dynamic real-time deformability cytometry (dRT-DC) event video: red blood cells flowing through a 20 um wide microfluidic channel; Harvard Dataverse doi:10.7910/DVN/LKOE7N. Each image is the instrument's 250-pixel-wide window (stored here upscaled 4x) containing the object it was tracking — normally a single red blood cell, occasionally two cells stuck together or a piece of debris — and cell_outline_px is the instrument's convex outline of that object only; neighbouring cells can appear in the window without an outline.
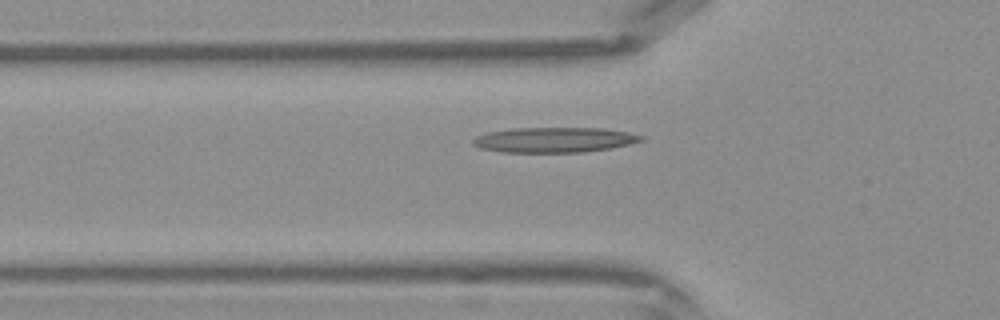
{"species": "Egyptian fruit bat (a non-hibernating species)", "species_latin": "Rousettus aegyptiacus", "temperature_condition": "warm", "stored_images_in_passage": 39, "camera_frame_rate_fps": 3000, "um_per_image_px": 0.085, "frame": {"image": 1, "passage_image": 13, "time_ms": 4.0, "image_size_px": [1000, 320], "cell_outline_px": [[644, 140], [612, 148], [584, 152], [500, 152], [480, 148], [472, 144], [472, 140], [476, 136], [488, 132], [512, 128], [604, 128], [628, 132], [644, 136]], "centroid_in_image_um": [47.11, 11.88], "position_along_channel_um": 78.7, "area_um2": 24.74}}
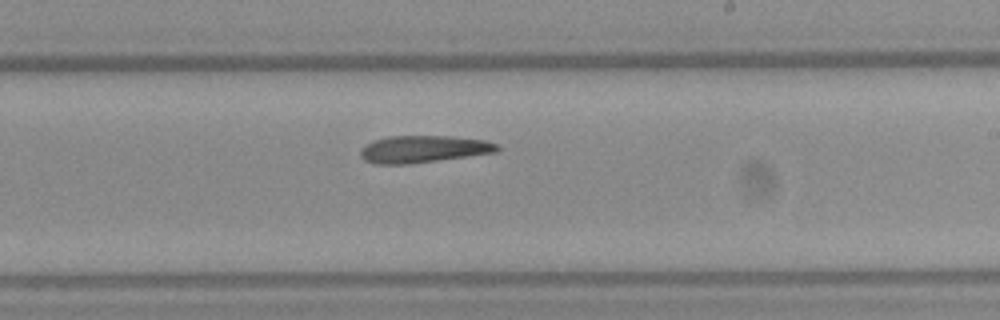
{"frame": {"image": 2, "passage_image": 24, "time_ms": 7.667, "image_size_px": [1000, 320], "cell_outline_px": [[500, 152], [408, 164], [376, 164], [364, 160], [360, 156], [360, 148], [364, 144], [372, 140], [388, 136], [452, 136], [484, 140], [496, 144], [500, 148]], "centroid_in_image_um": [35.96, 12.67], "position_along_channel_um": 253.0, "area_um2": 21.85}}
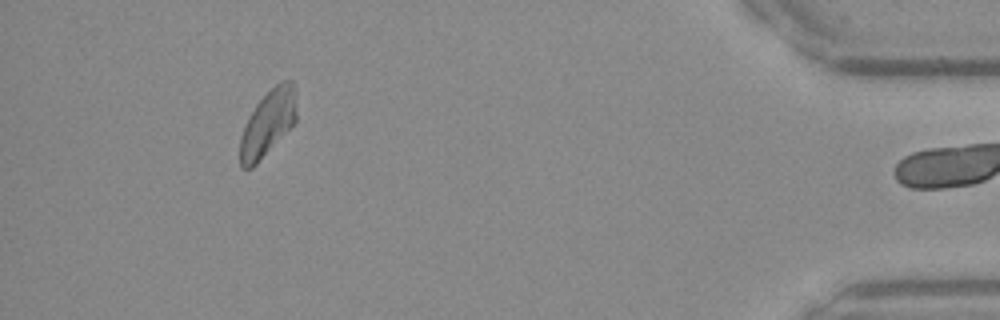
{"frame": {"image": 3, "passage_image": 38, "time_ms": 12.333, "image_size_px": [1000, 320], "cell_outline_px": [[296, 120], [256, 164], [252, 168], [240, 168], [240, 136], [256, 104], [276, 84], [284, 80], [292, 80], [296, 92]], "centroid_in_image_um": [22.77, 10.45], "position_along_channel_um": 412.4, "area_um2": 21.1}}